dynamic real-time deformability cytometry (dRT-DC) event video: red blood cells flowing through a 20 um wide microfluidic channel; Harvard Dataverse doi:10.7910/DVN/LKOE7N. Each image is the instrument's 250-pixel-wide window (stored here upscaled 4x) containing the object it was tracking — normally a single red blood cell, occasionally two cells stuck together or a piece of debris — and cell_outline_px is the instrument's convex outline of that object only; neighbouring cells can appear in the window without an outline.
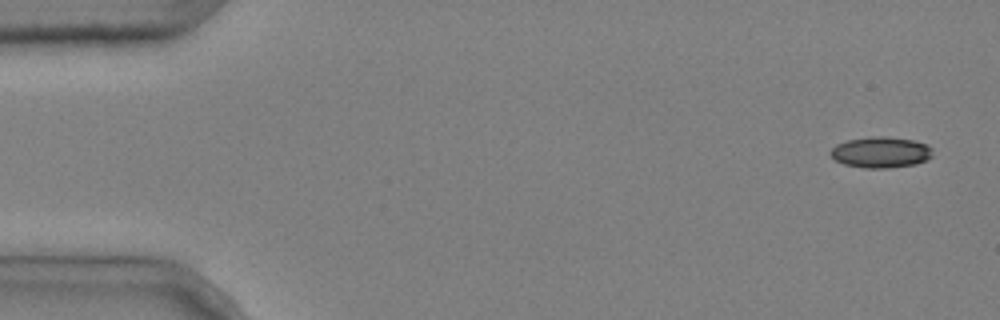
{"species": "common noctule bat (a hibernating species)", "species_latin": "Nyctalus noctula", "temperature_condition": "cold", "stored_images_in_passage": 6, "camera_frame_rate_fps": 3000, "um_per_image_px": 0.085, "animal": {"sex": "male", "body_mass_g": 20.4}, "frame": {"image": 1, "passage_image": 1, "time_ms": 0.0, "image_size_px": [1000, 320], "cell_outline_px": [[932, 156], [928, 160], [916, 164], [888, 168], [864, 168], [844, 164], [836, 160], [828, 152], [836, 144], [848, 140], [872, 136], [888, 136], [916, 140], [928, 144], [932, 148]], "centroid_in_image_um": [74.91, 12.93], "position_along_channel_um": 10.1, "area_um2": 18.73}}
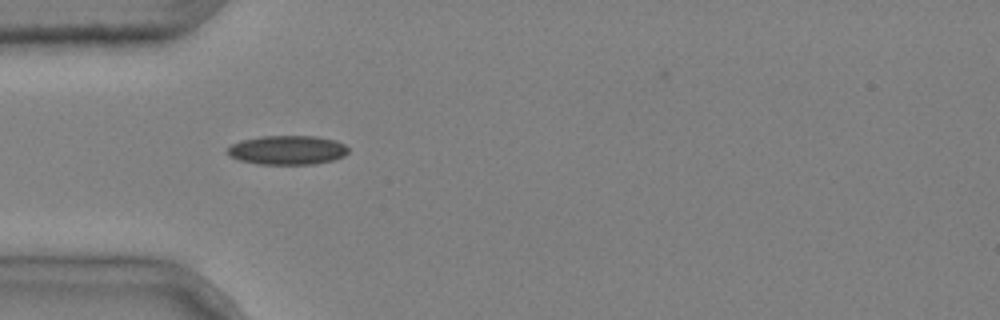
{"frame": {"image": 2, "passage_image": 5, "time_ms": 1.333, "image_size_px": [1000, 320], "cell_outline_px": [[348, 152], [344, 156], [332, 160], [316, 164], [260, 164], [240, 160], [232, 156], [228, 152], [228, 148], [232, 144], [240, 140], [260, 136], [316, 136], [336, 140], [344, 144], [348, 148]], "centroid_in_image_um": [24.46, 12.75], "position_along_channel_um": 60.5, "area_um2": 20.46}}